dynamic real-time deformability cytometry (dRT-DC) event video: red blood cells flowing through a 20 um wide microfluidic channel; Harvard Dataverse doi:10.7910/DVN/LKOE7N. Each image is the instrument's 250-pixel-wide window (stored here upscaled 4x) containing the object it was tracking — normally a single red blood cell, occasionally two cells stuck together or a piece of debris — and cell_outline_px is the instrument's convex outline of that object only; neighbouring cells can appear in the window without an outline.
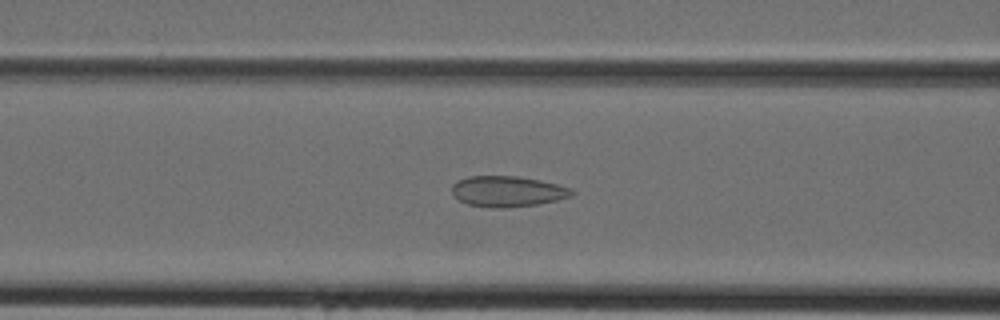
{"species": "Egyptian fruit bat (a non-hibernating species)", "species_latin": "Rousettus aegyptiacus", "temperature_condition": "cold", "stored_images_in_passage": 40, "camera_frame_rate_fps": 3000, "um_per_image_px": 0.085, "animal": {"sex": "female"}, "frame": {"image": 1, "passage_image": 14, "time_ms": 4.333, "image_size_px": [1000, 320], "cell_outline_px": [[576, 192], [572, 196], [556, 200], [536, 204], [500, 208], [492, 208], [468, 204], [460, 200], [452, 192], [452, 184], [456, 180], [468, 176], [516, 176], [540, 180], [572, 188]], "centroid_in_image_um": [43.14, 16.26], "position_along_channel_um": 123.5, "area_um2": 21.39}}
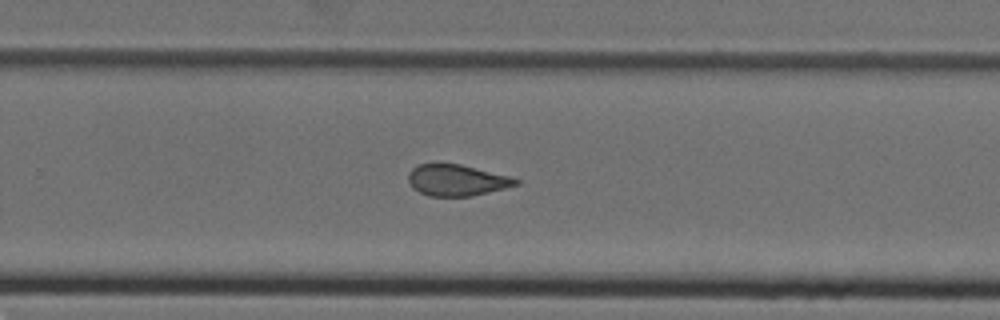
{"frame": {"image": 2, "passage_image": 25, "time_ms": 8.0, "image_size_px": [1000, 320], "cell_outline_px": [[520, 184], [472, 196], [428, 196], [412, 188], [408, 180], [408, 172], [412, 168], [420, 164], [436, 160], [460, 164], [512, 176], [520, 180]], "centroid_in_image_um": [38.79, 15.27], "position_along_channel_um": 291.0, "area_um2": 20.23}}
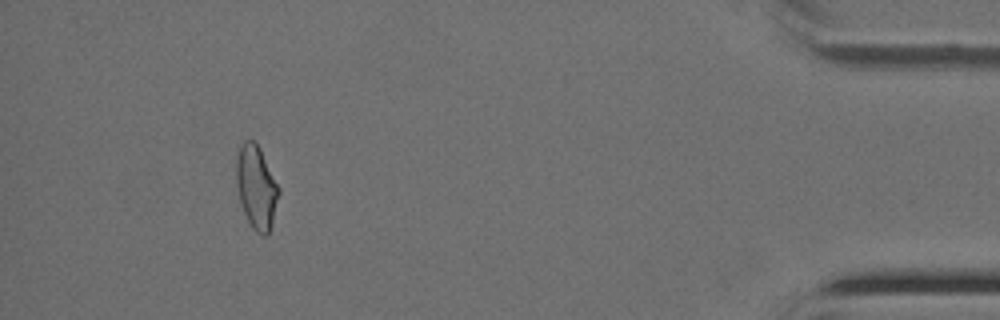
{"frame": {"image": 3, "passage_image": 37, "time_ms": 12.0, "image_size_px": [1000, 320], "cell_outline_px": [[280, 192], [272, 224], [268, 232], [264, 236], [256, 232], [252, 228], [240, 204], [236, 184], [236, 160], [240, 144], [244, 140], [252, 140], [260, 148], [280, 188]], "centroid_in_image_um": [21.78, 15.9], "position_along_channel_um": 413.4, "area_um2": 20.69}}